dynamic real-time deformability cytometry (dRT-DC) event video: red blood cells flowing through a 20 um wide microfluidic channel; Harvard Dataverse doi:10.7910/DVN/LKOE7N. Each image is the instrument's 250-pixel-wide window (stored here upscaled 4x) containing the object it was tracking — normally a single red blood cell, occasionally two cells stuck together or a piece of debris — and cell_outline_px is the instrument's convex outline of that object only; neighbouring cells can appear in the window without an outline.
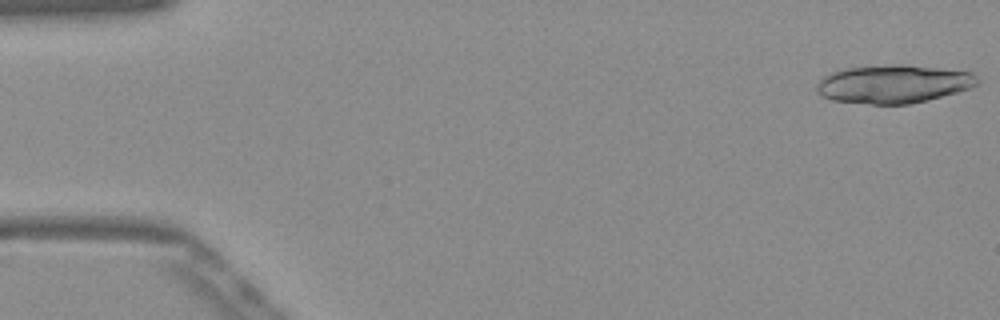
{"species": "Egyptian fruit bat (a non-hibernating species)", "species_latin": "Rousettus aegyptiacus", "temperature_condition": "warm", "stored_images_in_passage": 51, "camera_frame_rate_fps": 3000, "um_per_image_px": 0.085, "frame": {"image": 1, "passage_image": 1, "time_ms": 0.0, "image_size_px": [1000, 320], "cell_outline_px": [[980, 80], [972, 88], [928, 100], [912, 104], [868, 104], [832, 100], [820, 96], [816, 92], [816, 84], [824, 76], [832, 72], [844, 68], [896, 64], [908, 64], [972, 72]], "centroid_in_image_um": [75.94, 7.14], "position_along_channel_um": 9.1, "area_um2": 36.18}}
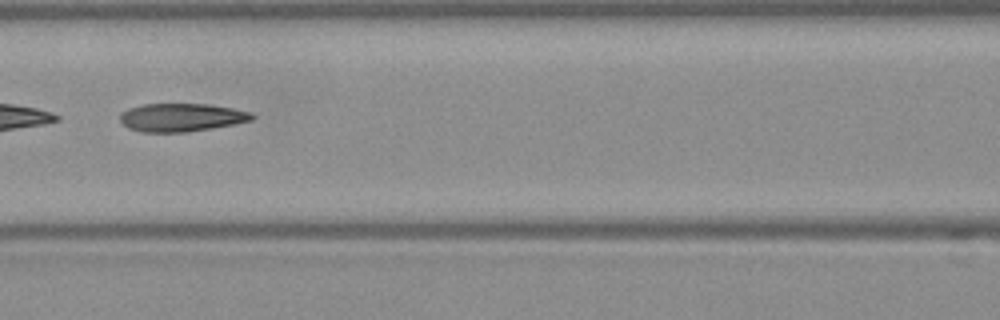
{"frame": {"image": 2, "passage_image": 23, "time_ms": 7.333, "image_size_px": [1000, 320], "cell_outline_px": [[256, 116], [252, 120], [236, 124], [184, 132], [140, 132], [128, 128], [120, 120], [120, 112], [128, 108], [144, 104], [208, 104], [232, 108], [252, 112]], "centroid_in_image_um": [15.42, 9.98], "position_along_channel_um": 151.2, "area_um2": 21.73}}
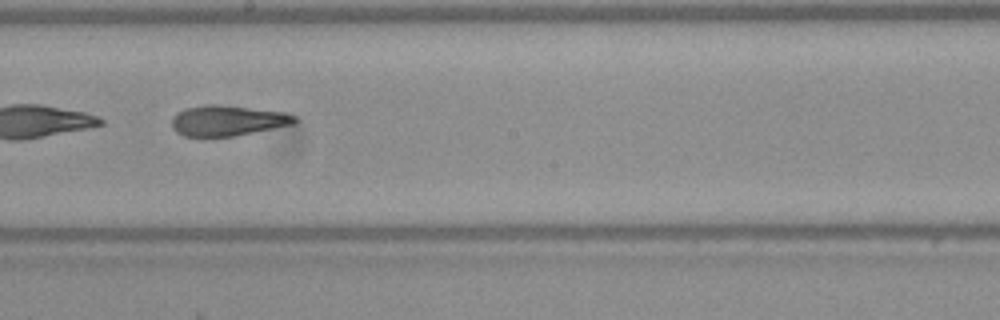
{"frame": {"image": 3, "passage_image": 29, "time_ms": 9.333, "image_size_px": [1000, 320], "cell_outline_px": [[300, 120], [296, 124], [236, 136], [184, 136], [176, 132], [172, 128], [172, 116], [176, 112], [184, 108], [204, 104], [216, 104], [284, 112], [296, 116]], "centroid_in_image_um": [19.36, 10.25], "position_along_channel_um": 228.8, "area_um2": 22.14}, "authors_computed_cell_mechanics": {"area_um2": 23.5824, "velocity_mm_per_s": 3.9003, "shape_relaxation_time_tau1_ms": null, "shape_relaxation_time_tau2_ms": 2.3665, "deformation_change_tau1": null, "deformation_change_tau2": 0.1188}}